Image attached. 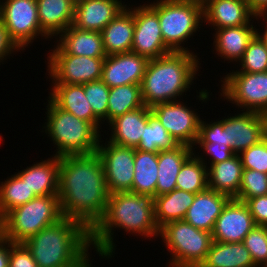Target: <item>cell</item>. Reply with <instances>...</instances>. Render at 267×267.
I'll return each mask as SVG.
<instances>
[{"instance_id":"cell-35","label":"cell","mask_w":267,"mask_h":267,"mask_svg":"<svg viewBox=\"0 0 267 267\" xmlns=\"http://www.w3.org/2000/svg\"><path fill=\"white\" fill-rule=\"evenodd\" d=\"M139 145L135 148L144 152L158 153L175 149L180 144L162 126L158 118L149 112V120L144 128Z\"/></svg>"},{"instance_id":"cell-22","label":"cell","mask_w":267,"mask_h":267,"mask_svg":"<svg viewBox=\"0 0 267 267\" xmlns=\"http://www.w3.org/2000/svg\"><path fill=\"white\" fill-rule=\"evenodd\" d=\"M49 98L62 110L90 122L98 131L102 121L93 113L80 84H53ZM101 122V123H100Z\"/></svg>"},{"instance_id":"cell-7","label":"cell","mask_w":267,"mask_h":267,"mask_svg":"<svg viewBox=\"0 0 267 267\" xmlns=\"http://www.w3.org/2000/svg\"><path fill=\"white\" fill-rule=\"evenodd\" d=\"M149 6L158 14L164 43L173 52H190L181 44H184L202 25L200 22L203 23L204 20L203 6L177 0H157Z\"/></svg>"},{"instance_id":"cell-2","label":"cell","mask_w":267,"mask_h":267,"mask_svg":"<svg viewBox=\"0 0 267 267\" xmlns=\"http://www.w3.org/2000/svg\"><path fill=\"white\" fill-rule=\"evenodd\" d=\"M113 227L145 238L157 237L159 228L155 220L154 197L131 191L109 195L104 216L90 231V244L103 258H111L115 252Z\"/></svg>"},{"instance_id":"cell-50","label":"cell","mask_w":267,"mask_h":267,"mask_svg":"<svg viewBox=\"0 0 267 267\" xmlns=\"http://www.w3.org/2000/svg\"><path fill=\"white\" fill-rule=\"evenodd\" d=\"M262 17H263V20L265 21L266 27H265V31H264V32H261L260 35H261V36L266 40V42H267V14L256 16L257 19H258V18L262 19Z\"/></svg>"},{"instance_id":"cell-19","label":"cell","mask_w":267,"mask_h":267,"mask_svg":"<svg viewBox=\"0 0 267 267\" xmlns=\"http://www.w3.org/2000/svg\"><path fill=\"white\" fill-rule=\"evenodd\" d=\"M204 23L214 29L247 25L256 15L246 0H207L203 6ZM252 18V19H250Z\"/></svg>"},{"instance_id":"cell-46","label":"cell","mask_w":267,"mask_h":267,"mask_svg":"<svg viewBox=\"0 0 267 267\" xmlns=\"http://www.w3.org/2000/svg\"><path fill=\"white\" fill-rule=\"evenodd\" d=\"M22 50L16 42L10 37L5 25L0 20V62L5 60L8 55L14 51ZM5 57V58H4Z\"/></svg>"},{"instance_id":"cell-15","label":"cell","mask_w":267,"mask_h":267,"mask_svg":"<svg viewBox=\"0 0 267 267\" xmlns=\"http://www.w3.org/2000/svg\"><path fill=\"white\" fill-rule=\"evenodd\" d=\"M223 119L226 143L235 155L259 143L267 136V115L245 111Z\"/></svg>"},{"instance_id":"cell-41","label":"cell","mask_w":267,"mask_h":267,"mask_svg":"<svg viewBox=\"0 0 267 267\" xmlns=\"http://www.w3.org/2000/svg\"><path fill=\"white\" fill-rule=\"evenodd\" d=\"M243 169L267 173V136L239 154Z\"/></svg>"},{"instance_id":"cell-6","label":"cell","mask_w":267,"mask_h":267,"mask_svg":"<svg viewBox=\"0 0 267 267\" xmlns=\"http://www.w3.org/2000/svg\"><path fill=\"white\" fill-rule=\"evenodd\" d=\"M62 218L58 195L36 196L0 220V233L13 243H24Z\"/></svg>"},{"instance_id":"cell-27","label":"cell","mask_w":267,"mask_h":267,"mask_svg":"<svg viewBox=\"0 0 267 267\" xmlns=\"http://www.w3.org/2000/svg\"><path fill=\"white\" fill-rule=\"evenodd\" d=\"M249 22L238 27H225L215 30V50L217 55L225 60L238 62L253 37L258 33L255 26ZM251 24V25H250ZM254 26V27H253Z\"/></svg>"},{"instance_id":"cell-12","label":"cell","mask_w":267,"mask_h":267,"mask_svg":"<svg viewBox=\"0 0 267 267\" xmlns=\"http://www.w3.org/2000/svg\"><path fill=\"white\" fill-rule=\"evenodd\" d=\"M98 145L96 153L102 161L106 185L110 194L132 189L134 179L135 148L107 141Z\"/></svg>"},{"instance_id":"cell-3","label":"cell","mask_w":267,"mask_h":267,"mask_svg":"<svg viewBox=\"0 0 267 267\" xmlns=\"http://www.w3.org/2000/svg\"><path fill=\"white\" fill-rule=\"evenodd\" d=\"M38 267H74L89 253L90 231L79 221L63 217L23 243Z\"/></svg>"},{"instance_id":"cell-44","label":"cell","mask_w":267,"mask_h":267,"mask_svg":"<svg viewBox=\"0 0 267 267\" xmlns=\"http://www.w3.org/2000/svg\"><path fill=\"white\" fill-rule=\"evenodd\" d=\"M256 226L267 227V195L252 197L246 202Z\"/></svg>"},{"instance_id":"cell-38","label":"cell","mask_w":267,"mask_h":267,"mask_svg":"<svg viewBox=\"0 0 267 267\" xmlns=\"http://www.w3.org/2000/svg\"><path fill=\"white\" fill-rule=\"evenodd\" d=\"M267 195V173L243 169L242 181L236 200L246 202L252 197Z\"/></svg>"},{"instance_id":"cell-23","label":"cell","mask_w":267,"mask_h":267,"mask_svg":"<svg viewBox=\"0 0 267 267\" xmlns=\"http://www.w3.org/2000/svg\"><path fill=\"white\" fill-rule=\"evenodd\" d=\"M101 34L107 56L131 52L134 38V8L126 7L101 31Z\"/></svg>"},{"instance_id":"cell-13","label":"cell","mask_w":267,"mask_h":267,"mask_svg":"<svg viewBox=\"0 0 267 267\" xmlns=\"http://www.w3.org/2000/svg\"><path fill=\"white\" fill-rule=\"evenodd\" d=\"M131 52L156 59L173 52L162 38L158 14L147 4L134 8V38Z\"/></svg>"},{"instance_id":"cell-4","label":"cell","mask_w":267,"mask_h":267,"mask_svg":"<svg viewBox=\"0 0 267 267\" xmlns=\"http://www.w3.org/2000/svg\"><path fill=\"white\" fill-rule=\"evenodd\" d=\"M198 60L192 51L171 52L150 59L140 84L144 105L151 108L158 103L178 101L195 80Z\"/></svg>"},{"instance_id":"cell-32","label":"cell","mask_w":267,"mask_h":267,"mask_svg":"<svg viewBox=\"0 0 267 267\" xmlns=\"http://www.w3.org/2000/svg\"><path fill=\"white\" fill-rule=\"evenodd\" d=\"M158 153L135 149L134 179L131 192L156 197Z\"/></svg>"},{"instance_id":"cell-24","label":"cell","mask_w":267,"mask_h":267,"mask_svg":"<svg viewBox=\"0 0 267 267\" xmlns=\"http://www.w3.org/2000/svg\"><path fill=\"white\" fill-rule=\"evenodd\" d=\"M150 111V107L144 105L111 120L108 124L112 131L109 142L136 148L149 120Z\"/></svg>"},{"instance_id":"cell-31","label":"cell","mask_w":267,"mask_h":267,"mask_svg":"<svg viewBox=\"0 0 267 267\" xmlns=\"http://www.w3.org/2000/svg\"><path fill=\"white\" fill-rule=\"evenodd\" d=\"M194 198V193L179 189L154 197L157 227L160 229L169 222L183 220Z\"/></svg>"},{"instance_id":"cell-9","label":"cell","mask_w":267,"mask_h":267,"mask_svg":"<svg viewBox=\"0 0 267 267\" xmlns=\"http://www.w3.org/2000/svg\"><path fill=\"white\" fill-rule=\"evenodd\" d=\"M221 81V97L244 108V111L267 115V71L245 73L232 70Z\"/></svg>"},{"instance_id":"cell-11","label":"cell","mask_w":267,"mask_h":267,"mask_svg":"<svg viewBox=\"0 0 267 267\" xmlns=\"http://www.w3.org/2000/svg\"><path fill=\"white\" fill-rule=\"evenodd\" d=\"M48 75L53 84H85L101 80L105 57L49 54Z\"/></svg>"},{"instance_id":"cell-42","label":"cell","mask_w":267,"mask_h":267,"mask_svg":"<svg viewBox=\"0 0 267 267\" xmlns=\"http://www.w3.org/2000/svg\"><path fill=\"white\" fill-rule=\"evenodd\" d=\"M196 143H223L229 146V143H226L223 119L214 121L213 123L210 122V124H206V121L201 120Z\"/></svg>"},{"instance_id":"cell-49","label":"cell","mask_w":267,"mask_h":267,"mask_svg":"<svg viewBox=\"0 0 267 267\" xmlns=\"http://www.w3.org/2000/svg\"><path fill=\"white\" fill-rule=\"evenodd\" d=\"M89 255H87L85 258H83L76 266L74 267H91L90 259L88 258Z\"/></svg>"},{"instance_id":"cell-47","label":"cell","mask_w":267,"mask_h":267,"mask_svg":"<svg viewBox=\"0 0 267 267\" xmlns=\"http://www.w3.org/2000/svg\"><path fill=\"white\" fill-rule=\"evenodd\" d=\"M10 240L0 233V267H9Z\"/></svg>"},{"instance_id":"cell-45","label":"cell","mask_w":267,"mask_h":267,"mask_svg":"<svg viewBox=\"0 0 267 267\" xmlns=\"http://www.w3.org/2000/svg\"><path fill=\"white\" fill-rule=\"evenodd\" d=\"M203 148L204 153L208 154L212 160L210 166L213 164H217L226 160H229L235 154L231 150L230 146H226L225 144H216V143H195Z\"/></svg>"},{"instance_id":"cell-37","label":"cell","mask_w":267,"mask_h":267,"mask_svg":"<svg viewBox=\"0 0 267 267\" xmlns=\"http://www.w3.org/2000/svg\"><path fill=\"white\" fill-rule=\"evenodd\" d=\"M241 63L240 71L245 73H258L267 71V42L257 33L250 41L243 57L238 61Z\"/></svg>"},{"instance_id":"cell-33","label":"cell","mask_w":267,"mask_h":267,"mask_svg":"<svg viewBox=\"0 0 267 267\" xmlns=\"http://www.w3.org/2000/svg\"><path fill=\"white\" fill-rule=\"evenodd\" d=\"M144 106L141 86L138 84L120 85L110 88L107 108V122L127 112Z\"/></svg>"},{"instance_id":"cell-48","label":"cell","mask_w":267,"mask_h":267,"mask_svg":"<svg viewBox=\"0 0 267 267\" xmlns=\"http://www.w3.org/2000/svg\"><path fill=\"white\" fill-rule=\"evenodd\" d=\"M250 10L256 15L267 14V0H246Z\"/></svg>"},{"instance_id":"cell-25","label":"cell","mask_w":267,"mask_h":267,"mask_svg":"<svg viewBox=\"0 0 267 267\" xmlns=\"http://www.w3.org/2000/svg\"><path fill=\"white\" fill-rule=\"evenodd\" d=\"M76 0H36L41 30L56 37L73 24Z\"/></svg>"},{"instance_id":"cell-10","label":"cell","mask_w":267,"mask_h":267,"mask_svg":"<svg viewBox=\"0 0 267 267\" xmlns=\"http://www.w3.org/2000/svg\"><path fill=\"white\" fill-rule=\"evenodd\" d=\"M4 1L0 2V20L22 50L33 43L34 38H39V34L49 38L41 30L36 0Z\"/></svg>"},{"instance_id":"cell-1","label":"cell","mask_w":267,"mask_h":267,"mask_svg":"<svg viewBox=\"0 0 267 267\" xmlns=\"http://www.w3.org/2000/svg\"><path fill=\"white\" fill-rule=\"evenodd\" d=\"M109 195L96 152L59 158L58 197L63 217L79 221L91 231L104 216Z\"/></svg>"},{"instance_id":"cell-21","label":"cell","mask_w":267,"mask_h":267,"mask_svg":"<svg viewBox=\"0 0 267 267\" xmlns=\"http://www.w3.org/2000/svg\"><path fill=\"white\" fill-rule=\"evenodd\" d=\"M58 44L50 54H71L87 57H106L102 34L98 31L82 30L71 25L59 34Z\"/></svg>"},{"instance_id":"cell-16","label":"cell","mask_w":267,"mask_h":267,"mask_svg":"<svg viewBox=\"0 0 267 267\" xmlns=\"http://www.w3.org/2000/svg\"><path fill=\"white\" fill-rule=\"evenodd\" d=\"M255 227L253 217L245 202L230 199L215 221L212 240L218 242H243Z\"/></svg>"},{"instance_id":"cell-36","label":"cell","mask_w":267,"mask_h":267,"mask_svg":"<svg viewBox=\"0 0 267 267\" xmlns=\"http://www.w3.org/2000/svg\"><path fill=\"white\" fill-rule=\"evenodd\" d=\"M37 195L16 174L1 182L0 220L12 209L26 204Z\"/></svg>"},{"instance_id":"cell-39","label":"cell","mask_w":267,"mask_h":267,"mask_svg":"<svg viewBox=\"0 0 267 267\" xmlns=\"http://www.w3.org/2000/svg\"><path fill=\"white\" fill-rule=\"evenodd\" d=\"M250 252L256 267H267V227L256 226L246 235L243 242Z\"/></svg>"},{"instance_id":"cell-17","label":"cell","mask_w":267,"mask_h":267,"mask_svg":"<svg viewBox=\"0 0 267 267\" xmlns=\"http://www.w3.org/2000/svg\"><path fill=\"white\" fill-rule=\"evenodd\" d=\"M149 59L133 52L106 56L101 80L109 87L142 82Z\"/></svg>"},{"instance_id":"cell-28","label":"cell","mask_w":267,"mask_h":267,"mask_svg":"<svg viewBox=\"0 0 267 267\" xmlns=\"http://www.w3.org/2000/svg\"><path fill=\"white\" fill-rule=\"evenodd\" d=\"M194 147L180 144L175 149L158 152L156 196L176 189V179L184 162L193 154Z\"/></svg>"},{"instance_id":"cell-30","label":"cell","mask_w":267,"mask_h":267,"mask_svg":"<svg viewBox=\"0 0 267 267\" xmlns=\"http://www.w3.org/2000/svg\"><path fill=\"white\" fill-rule=\"evenodd\" d=\"M200 267H256L242 242L212 241Z\"/></svg>"},{"instance_id":"cell-29","label":"cell","mask_w":267,"mask_h":267,"mask_svg":"<svg viewBox=\"0 0 267 267\" xmlns=\"http://www.w3.org/2000/svg\"><path fill=\"white\" fill-rule=\"evenodd\" d=\"M207 168L208 188L226 195L230 199H236L243 172V165L239 155H234L229 160L213 164Z\"/></svg>"},{"instance_id":"cell-43","label":"cell","mask_w":267,"mask_h":267,"mask_svg":"<svg viewBox=\"0 0 267 267\" xmlns=\"http://www.w3.org/2000/svg\"><path fill=\"white\" fill-rule=\"evenodd\" d=\"M9 267H38V264L23 243L10 241Z\"/></svg>"},{"instance_id":"cell-26","label":"cell","mask_w":267,"mask_h":267,"mask_svg":"<svg viewBox=\"0 0 267 267\" xmlns=\"http://www.w3.org/2000/svg\"><path fill=\"white\" fill-rule=\"evenodd\" d=\"M59 158L54 155L36 162L16 175L26 183L37 196L58 195L59 190Z\"/></svg>"},{"instance_id":"cell-5","label":"cell","mask_w":267,"mask_h":267,"mask_svg":"<svg viewBox=\"0 0 267 267\" xmlns=\"http://www.w3.org/2000/svg\"><path fill=\"white\" fill-rule=\"evenodd\" d=\"M47 105L48 133L57 147L55 156L87 155L95 153L101 135L90 122L75 117L72 113L60 109L50 98ZM100 137V138H99Z\"/></svg>"},{"instance_id":"cell-8","label":"cell","mask_w":267,"mask_h":267,"mask_svg":"<svg viewBox=\"0 0 267 267\" xmlns=\"http://www.w3.org/2000/svg\"><path fill=\"white\" fill-rule=\"evenodd\" d=\"M170 252V267H200L212 243V234L184 220L172 221L159 229Z\"/></svg>"},{"instance_id":"cell-18","label":"cell","mask_w":267,"mask_h":267,"mask_svg":"<svg viewBox=\"0 0 267 267\" xmlns=\"http://www.w3.org/2000/svg\"><path fill=\"white\" fill-rule=\"evenodd\" d=\"M126 7L119 0H76L72 25L101 32Z\"/></svg>"},{"instance_id":"cell-51","label":"cell","mask_w":267,"mask_h":267,"mask_svg":"<svg viewBox=\"0 0 267 267\" xmlns=\"http://www.w3.org/2000/svg\"><path fill=\"white\" fill-rule=\"evenodd\" d=\"M177 1L196 3L202 6H204L205 3L207 2V0H177Z\"/></svg>"},{"instance_id":"cell-14","label":"cell","mask_w":267,"mask_h":267,"mask_svg":"<svg viewBox=\"0 0 267 267\" xmlns=\"http://www.w3.org/2000/svg\"><path fill=\"white\" fill-rule=\"evenodd\" d=\"M166 131L179 144H185L193 147L197 141L199 125L201 119L198 113L190 110L183 102L172 101L158 103L151 108Z\"/></svg>"},{"instance_id":"cell-34","label":"cell","mask_w":267,"mask_h":267,"mask_svg":"<svg viewBox=\"0 0 267 267\" xmlns=\"http://www.w3.org/2000/svg\"><path fill=\"white\" fill-rule=\"evenodd\" d=\"M193 153L183 164L176 179V189L197 194L208 188V166L202 156Z\"/></svg>"},{"instance_id":"cell-20","label":"cell","mask_w":267,"mask_h":267,"mask_svg":"<svg viewBox=\"0 0 267 267\" xmlns=\"http://www.w3.org/2000/svg\"><path fill=\"white\" fill-rule=\"evenodd\" d=\"M229 200L228 196L207 188L195 194L183 220L197 229L212 233L215 221Z\"/></svg>"},{"instance_id":"cell-40","label":"cell","mask_w":267,"mask_h":267,"mask_svg":"<svg viewBox=\"0 0 267 267\" xmlns=\"http://www.w3.org/2000/svg\"><path fill=\"white\" fill-rule=\"evenodd\" d=\"M86 98L92 107L93 113L101 120L107 121V108L110 88L102 81H93L82 84Z\"/></svg>"}]
</instances>
